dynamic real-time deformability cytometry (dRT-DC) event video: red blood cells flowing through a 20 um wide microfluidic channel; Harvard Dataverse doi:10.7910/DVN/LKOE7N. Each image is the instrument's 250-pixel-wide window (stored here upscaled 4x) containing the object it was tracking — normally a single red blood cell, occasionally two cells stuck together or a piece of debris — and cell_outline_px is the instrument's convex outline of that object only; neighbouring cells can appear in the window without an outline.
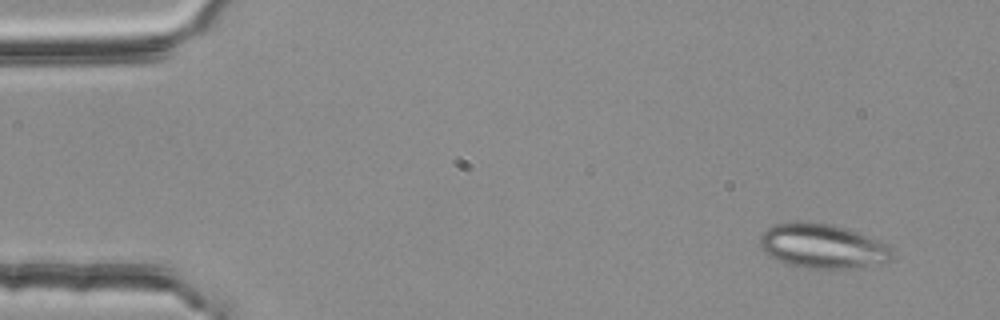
{"species": "common noctule bat (a hibernating species)", "species_latin": "Nyctalus noctula", "temperature_condition": "room temperature", "stored_images_in_passage": 4, "camera_frame_rate_fps": 3000, "um_per_image_px": 0.085, "animal": {"sex": "female", "body_mass_g": 25.1}, "frame": {"image": 1, "passage_image": 1, "time_ms": 0.0, "image_size_px": [1000, 320], "cell_outline_px": [[892, 252], [888, 260], [844, 268], [804, 268], [788, 264], [776, 260], [768, 256], [764, 252], [760, 244], [760, 236], [772, 224], [796, 220], [800, 220], [832, 224], [848, 228], [888, 244]], "centroid_in_image_um": [69.81, 20.87], "position_along_channel_um": 15.2, "area_um2": 34.04}}